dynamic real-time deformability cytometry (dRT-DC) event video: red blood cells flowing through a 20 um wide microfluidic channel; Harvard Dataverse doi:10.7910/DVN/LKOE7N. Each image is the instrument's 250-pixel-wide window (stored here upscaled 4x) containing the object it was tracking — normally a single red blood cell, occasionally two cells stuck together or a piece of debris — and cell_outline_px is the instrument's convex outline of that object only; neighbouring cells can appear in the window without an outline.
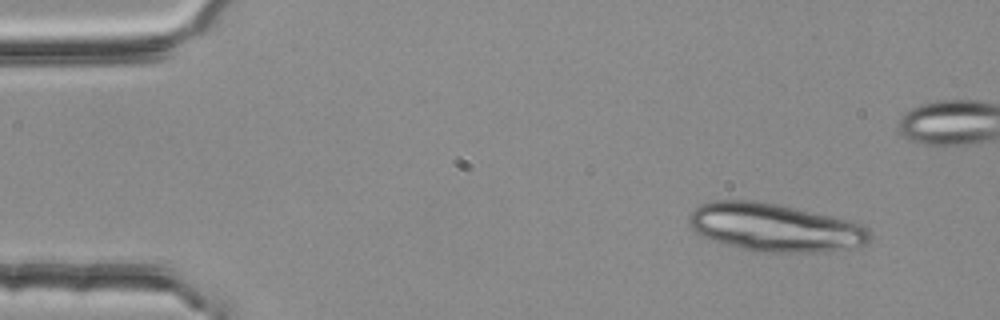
{"species": "common noctule bat (a hibernating species)", "species_latin": "Nyctalus noctula", "temperature_condition": "room temperature", "stored_images_in_passage": 5, "camera_frame_rate_fps": 3000, "um_per_image_px": 0.085, "animal": {"sex": "female", "body_mass_g": 25.1}, "frame": {"image": 1, "passage_image": 1, "time_ms": 0.0, "image_size_px": [1000, 320], "cell_outline_px": [[872, 240], [868, 244], [848, 248], [824, 252], [760, 252], [740, 248], [704, 236], [696, 232], [688, 224], [688, 216], [700, 204], [712, 200], [756, 200], [832, 216], [860, 224], [868, 228], [872, 236]], "centroid_in_image_um": [65.88, 19.33], "position_along_channel_um": 19.1, "area_um2": 50.4}}